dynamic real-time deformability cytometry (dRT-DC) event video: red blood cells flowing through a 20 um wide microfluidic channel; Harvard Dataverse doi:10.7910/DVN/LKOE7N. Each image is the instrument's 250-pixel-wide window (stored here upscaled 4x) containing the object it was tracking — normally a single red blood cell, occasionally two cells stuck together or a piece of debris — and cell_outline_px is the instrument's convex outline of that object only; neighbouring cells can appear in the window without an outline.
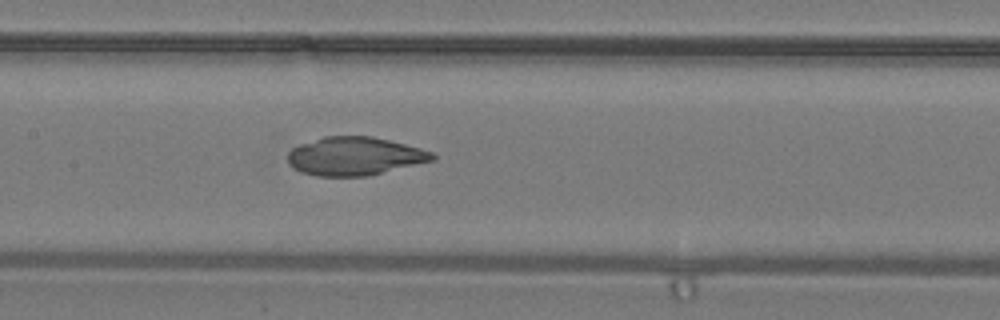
{"species": "common noctule bat (a hibernating species)", "species_latin": "Nyctalus noctula", "temperature_condition": "warm", "stored_images_in_passage": 30, "camera_frame_rate_fps": 3000, "um_per_image_px": 0.085, "animal": {"sex": "male", "body_mass_g": 19.2, "forearm_length_mm": 51.8}, "frame": {"image": 1, "passage_image": 10, "time_ms": 3.0, "image_size_px": [1000, 320], "cell_outline_px": [[436, 160], [368, 176], [316, 176], [300, 172], [288, 164], [288, 152], [292, 148], [300, 144], [324, 136], [372, 136], [420, 148], [432, 152], [436, 156]], "centroid_in_image_um": [30.14, 13.28], "position_along_channel_um": 177.3, "area_um2": 32.43}}
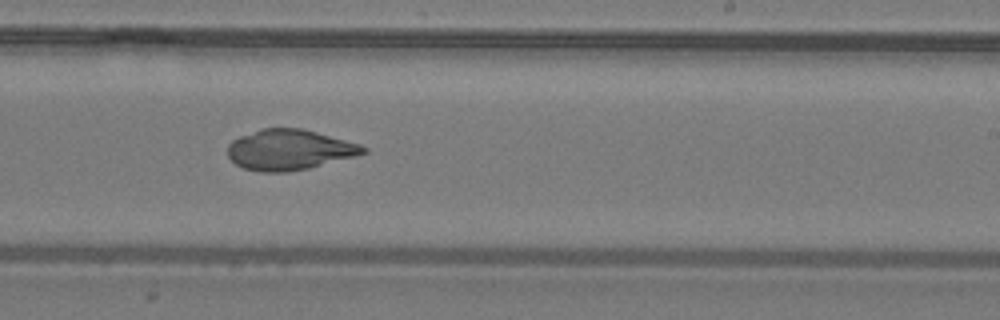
{"frame": {"image": 2, "passage_image": 15, "time_ms": 4.667, "image_size_px": [1000, 320], "cell_outline_px": [[368, 152], [356, 156], [308, 168], [288, 172], [260, 172], [244, 168], [236, 164], [228, 156], [228, 144], [232, 140], [240, 136], [260, 128], [304, 128], [360, 144], [368, 148]], "centroid_in_image_um": [24.6, 12.72], "position_along_channel_um": 264.4, "area_um2": 32.08}}
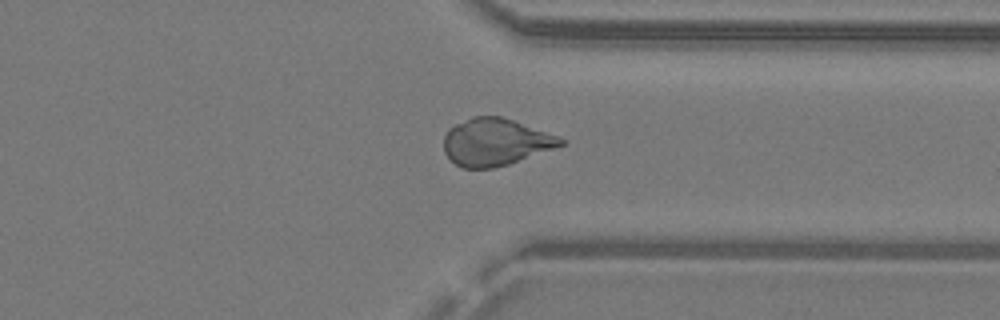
{"frame": {"image": 3, "passage_image": 21, "time_ms": 6.667, "image_size_px": [1000, 320], "cell_outline_px": [[568, 140], [564, 144], [508, 164], [496, 168], [460, 168], [444, 152], [444, 136], [448, 128], [472, 116], [500, 116], [512, 120]], "centroid_in_image_um": [42.07, 12.08], "position_along_channel_um": 369.3, "area_um2": 31.73}}